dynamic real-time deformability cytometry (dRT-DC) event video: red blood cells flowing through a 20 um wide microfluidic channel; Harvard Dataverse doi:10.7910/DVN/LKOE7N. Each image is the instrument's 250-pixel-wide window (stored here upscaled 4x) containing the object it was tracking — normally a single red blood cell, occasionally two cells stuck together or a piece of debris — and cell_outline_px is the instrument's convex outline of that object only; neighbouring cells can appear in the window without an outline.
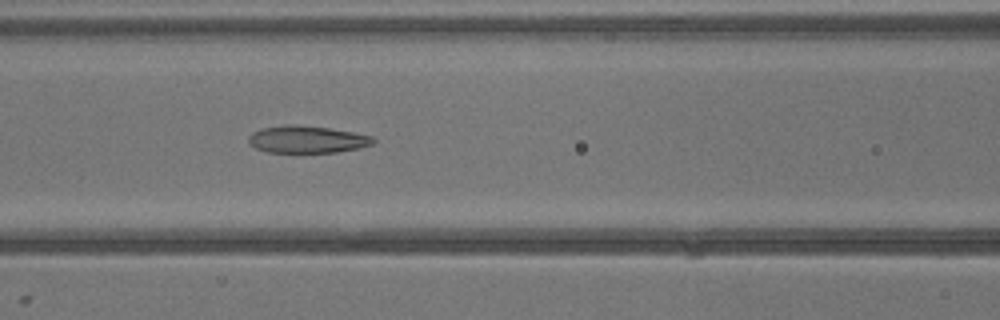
{"species": "common noctule bat (a hibernating species)", "species_latin": "Nyctalus noctula", "temperature_condition": "warm", "stored_images_in_passage": 39, "camera_frame_rate_fps": 3000, "um_per_image_px": 0.085, "animal": {"sex": "male", "body_mass_g": 13.3}, "frame": {"image": 1, "passage_image": 17, "time_ms": 5.333, "image_size_px": [1000, 320], "cell_outline_px": [[376, 140], [372, 144], [360, 148], [336, 152], [268, 152], [256, 148], [248, 140], [248, 136], [252, 132], [260, 128], [284, 124], [296, 124], [328, 128], [352, 132], [372, 136]], "centroid_in_image_um": [26.08, 11.83], "position_along_channel_um": 140.5, "area_um2": 19.77}}
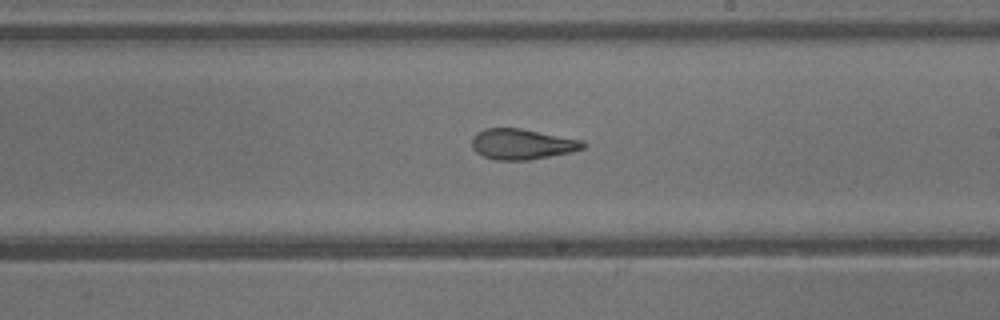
{"frame": {"image": 2, "passage_image": 23, "time_ms": 7.333, "image_size_px": [1000, 320], "cell_outline_px": [[588, 144], [584, 148], [572, 152], [528, 160], [492, 160], [476, 152], [472, 148], [472, 136], [476, 132], [484, 128], [520, 128], [584, 140]], "centroid_in_image_um": [44.38, 12.25], "position_along_channel_um": 244.6, "area_um2": 20.06}}
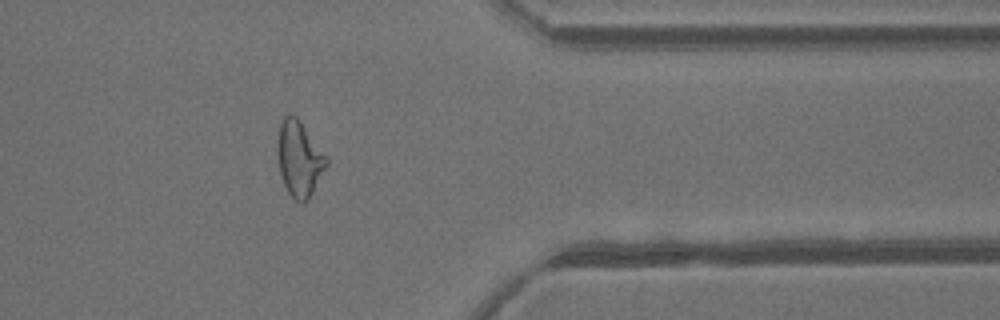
{"frame": {"image": 3, "passage_image": 32, "time_ms": 10.333, "image_size_px": [1000, 320], "cell_outline_px": [[328, 164], [308, 200], [304, 204], [300, 204], [288, 192], [284, 184], [280, 172], [276, 148], [276, 140], [280, 124], [284, 116], [288, 112], [296, 116], [300, 120], [328, 156]], "centroid_in_image_um": [25.44, 13.46], "position_along_channel_um": 386.0, "area_um2": 21.91}}